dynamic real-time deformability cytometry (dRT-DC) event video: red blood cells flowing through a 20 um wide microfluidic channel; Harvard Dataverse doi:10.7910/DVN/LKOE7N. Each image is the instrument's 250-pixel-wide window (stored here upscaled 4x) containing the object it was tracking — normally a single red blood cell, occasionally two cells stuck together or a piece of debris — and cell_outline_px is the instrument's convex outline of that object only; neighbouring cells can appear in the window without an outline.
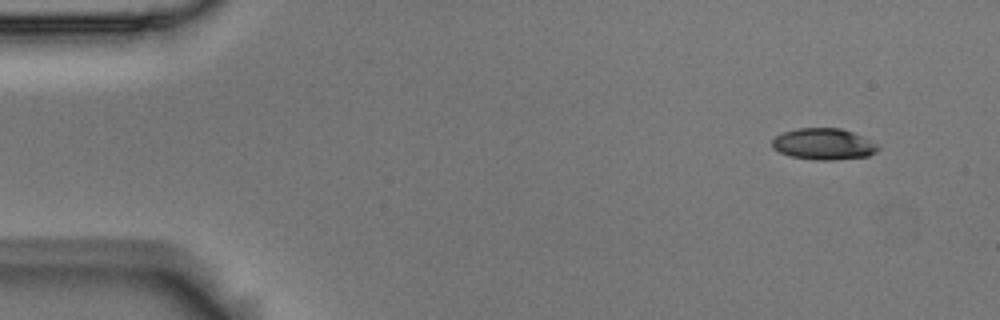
{"species": "Egyptian fruit bat (a non-hibernating species)", "species_latin": "Rousettus aegyptiacus", "temperature_condition": "room temperature", "stored_images_in_passage": 6, "camera_frame_rate_fps": 3000, "um_per_image_px": 0.085, "animal": {"sex": "male"}, "frame": {"image": 1, "passage_image": 1, "time_ms": 0.0, "image_size_px": [1000, 320], "cell_outline_px": [[880, 148], [876, 152], [868, 156], [832, 160], [816, 160], [792, 156], [780, 152], [772, 148], [772, 140], [776, 136], [784, 132], [796, 128], [840, 128], [852, 132], [876, 144]], "centroid_in_image_um": [69.98, 12.24], "position_along_channel_um": 15.0, "area_um2": 19.13}}
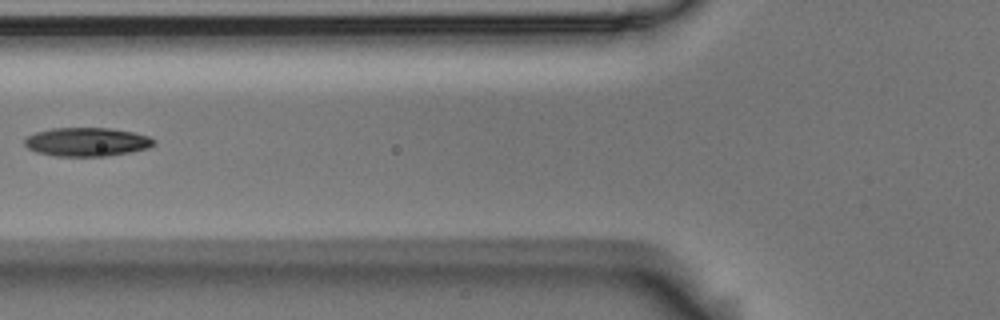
{"frame": {"image": 2, "passage_image": 5, "time_ms": 1.333, "image_size_px": [1000, 320], "cell_outline_px": [[156, 144], [148, 148], [128, 152], [104, 156], [56, 156], [36, 152], [28, 148], [24, 144], [24, 140], [28, 136], [36, 132], [52, 128], [112, 128], [132, 132], [148, 136], [156, 140]], "centroid_in_image_um": [7.38, 12.06], "position_along_channel_um": 118.4, "area_um2": 21.56}}
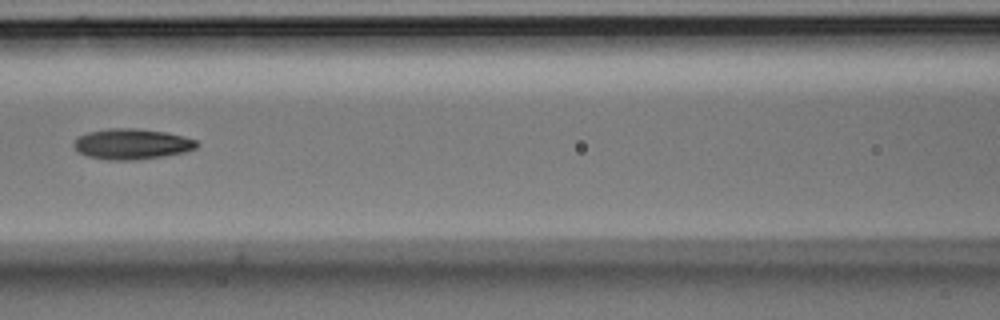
{"frame": {"image": 3, "passage_image": 6, "time_ms": 1.667, "image_size_px": [1000, 320], "cell_outline_px": [[200, 144], [196, 148], [184, 152], [164, 156], [136, 160], [108, 160], [88, 156], [76, 152], [72, 144], [76, 136], [88, 132], [108, 128], [136, 128], [164, 132], [184, 136], [196, 140]], "centroid_in_image_um": [11.16, 12.24], "position_along_channel_um": 155.4, "area_um2": 22.2}}